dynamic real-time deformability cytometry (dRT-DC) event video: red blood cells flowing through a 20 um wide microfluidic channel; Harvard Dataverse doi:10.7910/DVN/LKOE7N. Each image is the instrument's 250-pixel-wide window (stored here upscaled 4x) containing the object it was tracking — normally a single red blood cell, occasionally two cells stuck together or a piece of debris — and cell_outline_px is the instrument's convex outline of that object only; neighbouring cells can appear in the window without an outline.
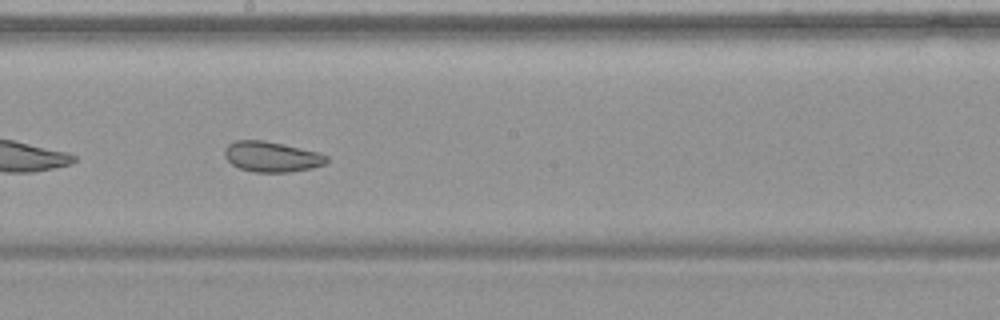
{"species": "common noctule bat (a hibernating species)", "species_latin": "Nyctalus noctula", "temperature_condition": "warm", "stored_images_in_passage": 54, "camera_frame_rate_fps": 3000, "um_per_image_px": 0.085, "animal": {"sex": "female", "body_mass_g": 19.9}, "frame": {"image": 1, "passage_image": 31, "time_ms": 10.0, "image_size_px": [1000, 320], "cell_outline_px": [[328, 160], [324, 164], [312, 168], [288, 172], [252, 172], [240, 168], [232, 164], [224, 156], [224, 148], [228, 144], [236, 140], [264, 140], [284, 144], [316, 152], [328, 156]], "centroid_in_image_um": [23.06, 13.32], "position_along_channel_um": 225.1, "area_um2": 18.03}, "authors_computed_cell_mechanics": {"area_um2": 25.0852, "velocity_mm_per_s": 3.7339, "shape_relaxation_time_tau1_ms": null, "shape_relaxation_time_tau2_ms": 1.8088, "deformation_change_tau1": null, "deformation_change_tau2": 0.0727}}